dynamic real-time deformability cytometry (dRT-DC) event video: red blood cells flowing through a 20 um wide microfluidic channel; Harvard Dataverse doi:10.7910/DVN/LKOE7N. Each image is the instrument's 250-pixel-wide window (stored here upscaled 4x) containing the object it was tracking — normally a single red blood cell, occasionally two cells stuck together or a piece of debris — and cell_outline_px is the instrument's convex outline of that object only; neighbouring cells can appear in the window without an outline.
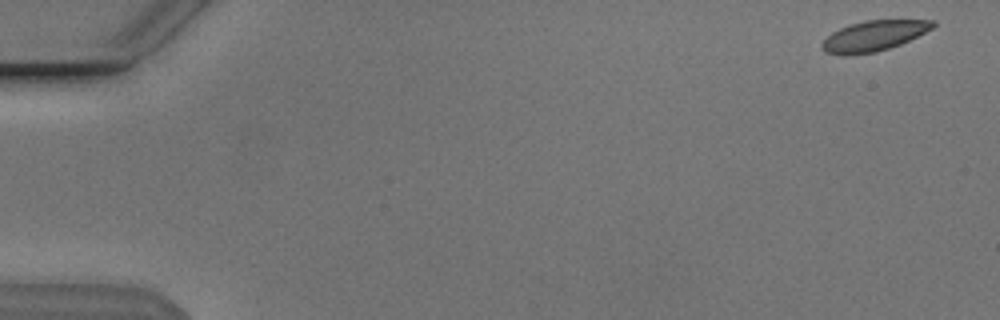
{"species": "Egyptian fruit bat (a non-hibernating species)", "species_latin": "Rousettus aegyptiacus", "temperature_condition": "cold", "stored_images_in_passage": 54, "camera_frame_rate_fps": 3000, "um_per_image_px": 0.085, "animal": {"sex": "male"}, "frame": {"image": 1, "passage_image": 2, "time_ms": 0.333, "image_size_px": [1000, 320], "cell_outline_px": [[936, 24], [932, 28], [900, 44], [876, 52], [828, 52], [820, 44], [832, 32], [840, 28], [864, 20], [936, 20]], "centroid_in_image_um": [74.35, 2.99], "position_along_channel_um": 10.7, "area_um2": 18.61}}
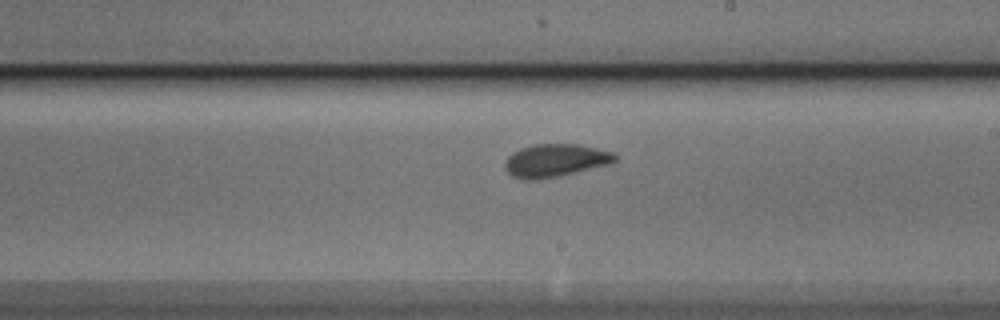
{"frame": {"image": 2, "passage_image": 32, "time_ms": 10.333, "image_size_px": [1000, 320], "cell_outline_px": [[616, 160], [608, 164], [556, 176], [536, 180], [524, 180], [512, 176], [504, 168], [504, 164], [508, 156], [512, 152], [520, 148], [532, 144], [580, 144], [612, 152], [616, 156]], "centroid_in_image_um": [47.14, 13.63], "position_along_channel_um": 241.9, "area_um2": 20.92}}
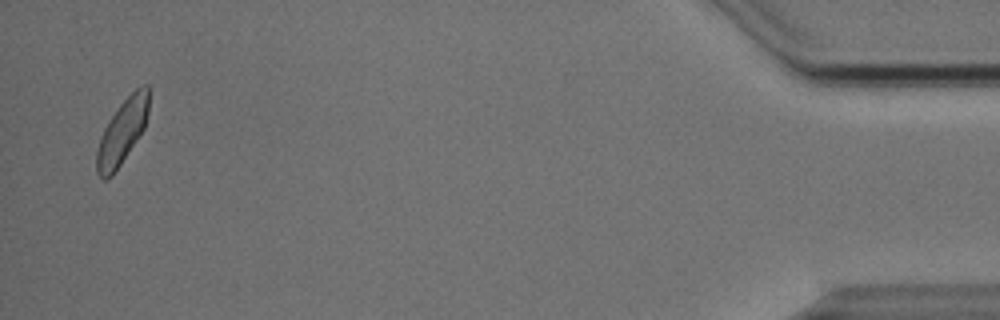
{"frame": {"image": 3, "passage_image": 53, "time_ms": 17.333, "image_size_px": [1000, 320], "cell_outline_px": [[148, 112], [144, 128], [112, 176], [108, 180], [104, 180], [96, 172], [96, 152], [100, 136], [108, 120], [120, 104], [136, 88], [144, 84], [148, 84]], "centroid_in_image_um": [10.36, 11.21], "position_along_channel_um": 424.8, "area_um2": 19.36}, "authors_computed_cell_mechanics": {"area_um2": 20.3745, "velocity_mm_per_s": 3.8018, "shape_relaxation_time_tau1_ms": 3.605, "shape_relaxation_time_tau2_ms": 1.3769, "deformation_change_tau1": 0.0999, "deformation_change_tau2": 0.0596}}